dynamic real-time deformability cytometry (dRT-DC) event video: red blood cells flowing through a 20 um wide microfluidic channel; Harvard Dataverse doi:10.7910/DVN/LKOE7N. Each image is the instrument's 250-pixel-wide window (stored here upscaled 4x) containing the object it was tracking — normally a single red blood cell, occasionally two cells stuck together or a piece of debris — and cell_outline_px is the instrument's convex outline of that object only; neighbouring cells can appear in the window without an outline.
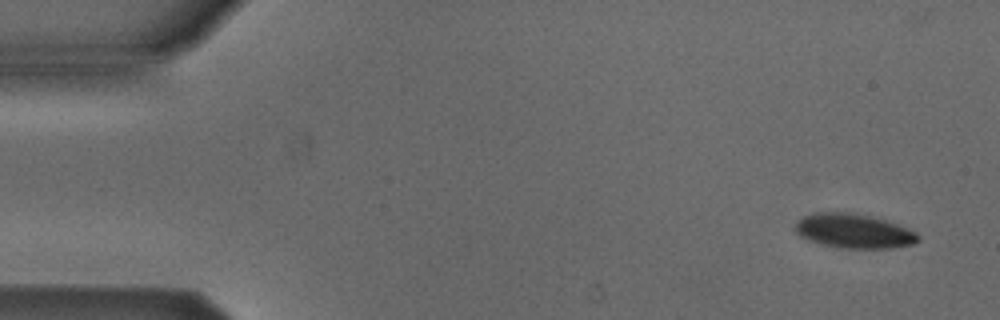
{"species": "Egyptian fruit bat (a non-hibernating species)", "species_latin": "Rousettus aegyptiacus", "temperature_condition": "cold", "stored_images_in_passage": 53, "camera_frame_rate_fps": 3000, "um_per_image_px": 0.085, "animal": {"sex": "male"}, "frame": {"image": 1, "passage_image": 3, "time_ms": 0.667, "image_size_px": [1000, 320], "cell_outline_px": [[920, 240], [912, 244], [892, 248], [836, 248], [820, 244], [808, 240], [800, 236], [796, 232], [796, 224], [804, 216], [816, 212], [848, 212], [868, 216], [884, 220], [896, 224], [916, 232], [920, 236]], "centroid_in_image_um": [72.57, 19.65], "position_along_channel_um": 12.4, "area_um2": 24.45}}
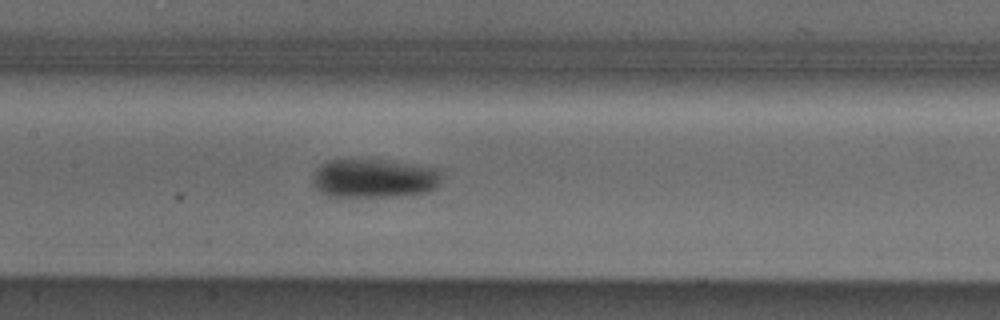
{"frame": {"image": 2, "passage_image": 25, "time_ms": 8.0, "image_size_px": [1000, 320], "cell_outline_px": [[440, 184], [436, 188], [428, 192], [404, 196], [328, 196], [320, 192], [312, 184], [312, 176], [316, 168], [320, 164], [328, 160], [388, 160], [440, 168]], "centroid_in_image_um": [31.81, 15.16], "position_along_channel_um": 175.6, "area_um2": 29.59}}
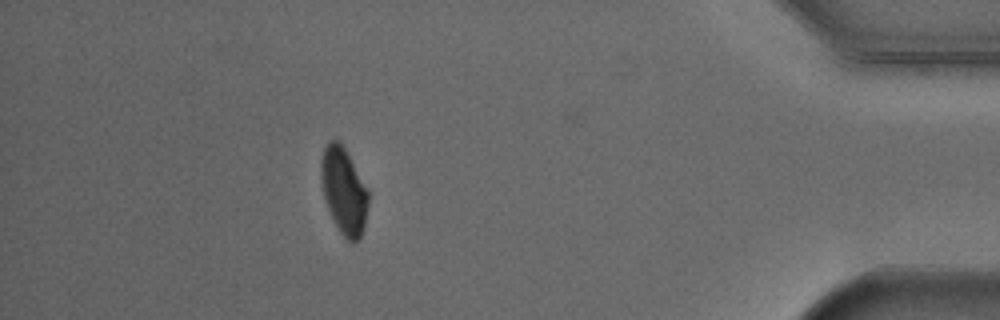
{"frame": {"image": 3, "passage_image": 47, "time_ms": 15.333, "image_size_px": [1000, 320], "cell_outline_px": [[368, 204], [364, 228], [356, 244], [352, 244], [340, 232], [328, 208], [324, 196], [320, 180], [320, 160], [324, 148], [328, 140], [340, 140], [368, 192]], "centroid_in_image_um": [29.2, 16.22], "position_along_channel_um": 406.0, "area_um2": 23.58}, "authors_computed_cell_mechanics": {"area_um2": 26.2412, "velocity_mm_per_s": 3.8629, "shape_relaxation_time_tau1_ms": 2.4798, "shape_relaxation_time_tau2_ms": null, "deformation_change_tau1": 0.0884, "deformation_change_tau2": null}}